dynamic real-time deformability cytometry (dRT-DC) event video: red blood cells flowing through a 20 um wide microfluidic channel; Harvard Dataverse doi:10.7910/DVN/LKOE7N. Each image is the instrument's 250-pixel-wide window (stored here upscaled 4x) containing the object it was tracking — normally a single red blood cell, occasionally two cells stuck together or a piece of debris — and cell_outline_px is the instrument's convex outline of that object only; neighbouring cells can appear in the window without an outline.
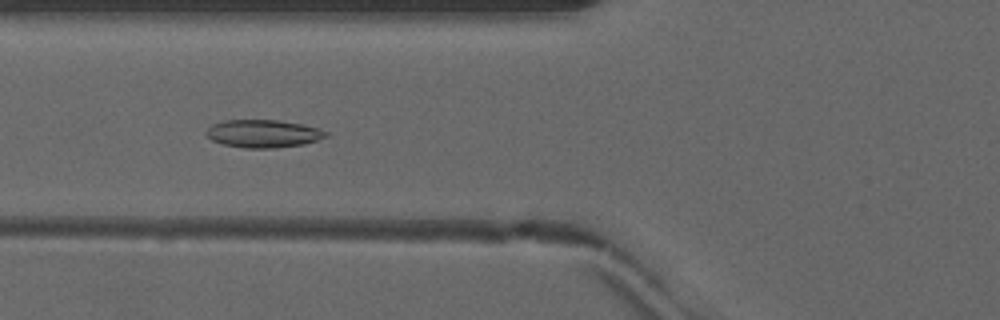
{"species": "common noctule bat (a hibernating species)", "species_latin": "Nyctalus noctula", "temperature_condition": "warm", "stored_images_in_passage": 51, "camera_frame_rate_fps": 3000, "um_per_image_px": 0.085, "animal": {"sex": "male", "forearm_length_mm": 52.5}, "frame": {"image": 1, "passage_image": 20, "time_ms": 6.333, "image_size_px": [1000, 320], "cell_outline_px": [[328, 136], [304, 144], [276, 148], [244, 148], [224, 144], [212, 140], [204, 132], [212, 124], [224, 120], [276, 120], [300, 124], [316, 128], [328, 132]], "centroid_in_image_um": [22.35, 11.36], "position_along_channel_um": 103.5, "area_um2": 19.25}}
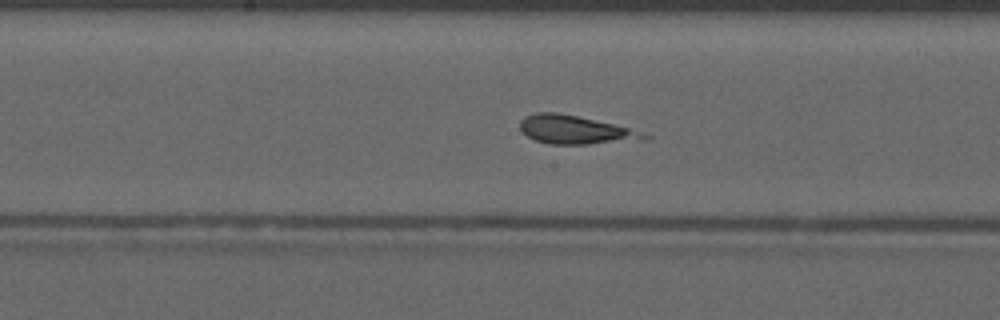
{"frame": {"image": 2, "passage_image": 27, "time_ms": 8.667, "image_size_px": [1000, 320], "cell_outline_px": [[652, 140], [588, 144], [548, 144], [536, 140], [520, 132], [520, 120], [524, 116], [536, 112], [556, 112], [576, 116], [612, 124], [628, 128], [652, 136]], "centroid_in_image_um": [48.9, 11.05], "position_along_channel_um": 199.3, "area_um2": 20.69}}
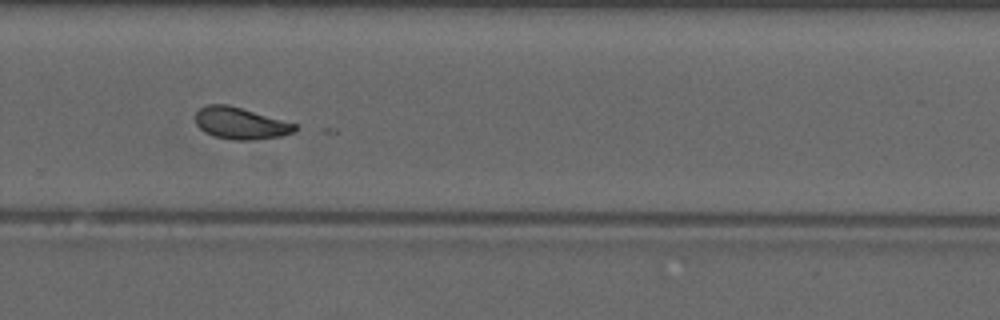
{"frame": {"image": 3, "passage_image": 35, "time_ms": 11.333, "image_size_px": [1000, 320], "cell_outline_px": [[300, 128], [296, 132], [280, 136], [252, 140], [232, 140], [216, 136], [204, 132], [196, 124], [196, 112], [204, 104], [228, 104], [300, 124]], "centroid_in_image_um": [20.51, 10.47], "position_along_channel_um": 309.3, "area_um2": 18.79}}